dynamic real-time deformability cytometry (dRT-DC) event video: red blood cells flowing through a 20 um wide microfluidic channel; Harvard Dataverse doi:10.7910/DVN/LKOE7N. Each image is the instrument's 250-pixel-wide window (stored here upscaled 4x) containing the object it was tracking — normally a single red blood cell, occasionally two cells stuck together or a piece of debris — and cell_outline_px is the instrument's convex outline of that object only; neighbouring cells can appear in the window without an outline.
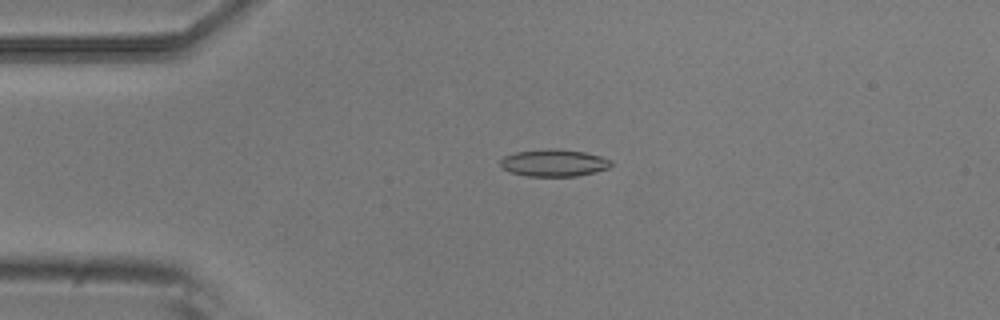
{"species": "common noctule bat (a hibernating species)", "species_latin": "Nyctalus noctula", "temperature_condition": "room temperature", "stored_images_in_passage": 6, "camera_frame_rate_fps": 3000, "um_per_image_px": 0.085, "animal": {"sex": "male", "body_mass_g": 20.5, "forearm_length_mm": 52.5}, "frame": {"image": 1, "passage_image": 4, "time_ms": 1.0, "image_size_px": [1000, 320], "cell_outline_px": [[612, 164], [608, 168], [596, 172], [576, 176], [528, 176], [512, 172], [504, 168], [500, 164], [500, 160], [504, 156], [516, 152], [552, 148], [556, 148], [584, 152], [600, 156], [612, 160]], "centroid_in_image_um": [47.11, 13.84], "position_along_channel_um": 37.9, "area_um2": 17.4}}
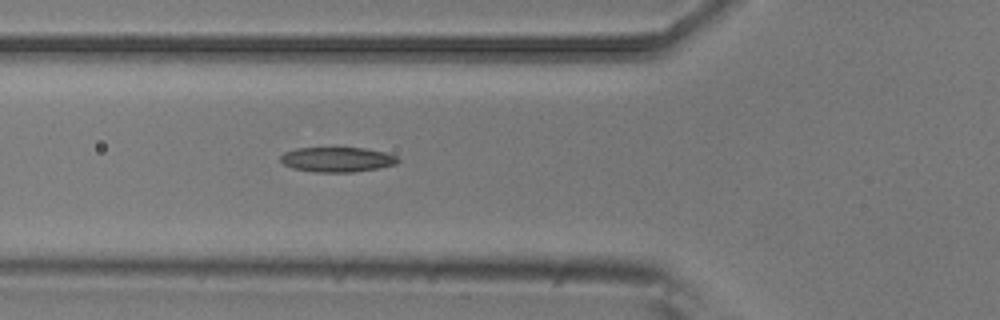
{"frame": {"image": 2, "passage_image": 6, "time_ms": 1.667, "image_size_px": [1000, 320], "cell_outline_px": [[400, 160], [396, 164], [380, 168], [352, 172], [316, 172], [292, 168], [284, 164], [280, 160], [280, 156], [284, 152], [296, 148], [364, 148], [384, 152], [396, 156]], "centroid_in_image_um": [28.65, 13.56], "position_along_channel_um": 97.1, "area_um2": 16.99}}